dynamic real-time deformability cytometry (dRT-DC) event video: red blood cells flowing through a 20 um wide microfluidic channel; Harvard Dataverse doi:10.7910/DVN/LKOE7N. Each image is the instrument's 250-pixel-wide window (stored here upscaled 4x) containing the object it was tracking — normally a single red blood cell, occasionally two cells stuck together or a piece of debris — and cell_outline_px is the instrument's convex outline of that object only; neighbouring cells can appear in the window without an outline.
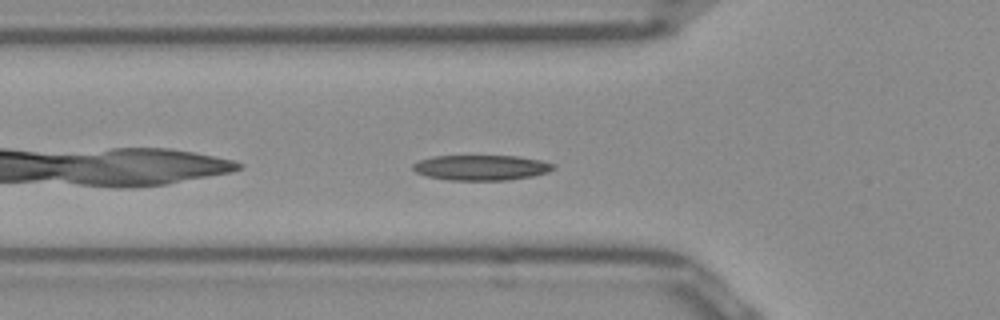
{"species": "Egyptian fruit bat (a non-hibernating species)", "species_latin": "Rousettus aegyptiacus", "temperature_condition": "room temperature", "stored_images_in_passage": 37, "camera_frame_rate_fps": 3000, "um_per_image_px": 0.085, "frame": {"image": 1, "passage_image": 3, "time_ms": 0.667, "image_size_px": [1000, 320], "cell_outline_px": [[556, 168], [548, 172], [532, 176], [508, 180], [448, 180], [428, 176], [416, 172], [412, 168], [412, 164], [420, 160], [432, 156], [520, 156], [540, 160], [556, 164]], "centroid_in_image_um": [40.93, 14.24], "position_along_channel_um": 84.9, "area_um2": 20.75}}
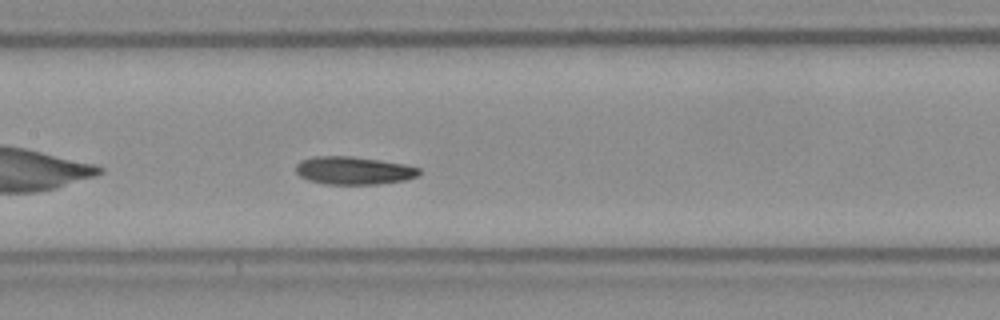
{"frame": {"image": 2, "passage_image": 10, "time_ms": 3.0, "image_size_px": [1000, 320], "cell_outline_px": [[420, 172], [416, 176], [404, 180], [376, 184], [324, 184], [308, 180], [300, 176], [296, 172], [296, 164], [300, 160], [316, 156], [352, 156], [404, 164], [420, 168]], "centroid_in_image_um": [30.02, 14.49], "position_along_channel_um": 177.4, "area_um2": 19.94}}
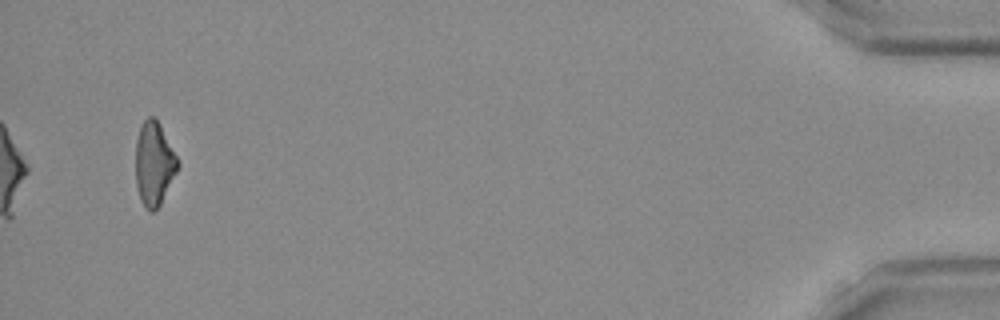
{"frame": {"image": 3, "passage_image": 37, "time_ms": 12.0, "image_size_px": [1000, 320], "cell_outline_px": [[180, 164], [160, 204], [152, 212], [144, 208], [140, 200], [136, 184], [136, 140], [140, 128], [144, 120], [148, 116], [156, 116], [180, 160]], "centroid_in_image_um": [13.1, 13.88], "position_along_channel_um": 422.1, "area_um2": 20.69}, "authors_computed_cell_mechanics": {"area_um2": 19.941, "velocity_mm_per_s": 3.926, "shape_relaxation_time_tau1_ms": 4.0471, "shape_relaxation_time_tau2_ms": 7.092, "deformation_change_tau1": 0.1252, "deformation_change_tau2": 0.1366}}